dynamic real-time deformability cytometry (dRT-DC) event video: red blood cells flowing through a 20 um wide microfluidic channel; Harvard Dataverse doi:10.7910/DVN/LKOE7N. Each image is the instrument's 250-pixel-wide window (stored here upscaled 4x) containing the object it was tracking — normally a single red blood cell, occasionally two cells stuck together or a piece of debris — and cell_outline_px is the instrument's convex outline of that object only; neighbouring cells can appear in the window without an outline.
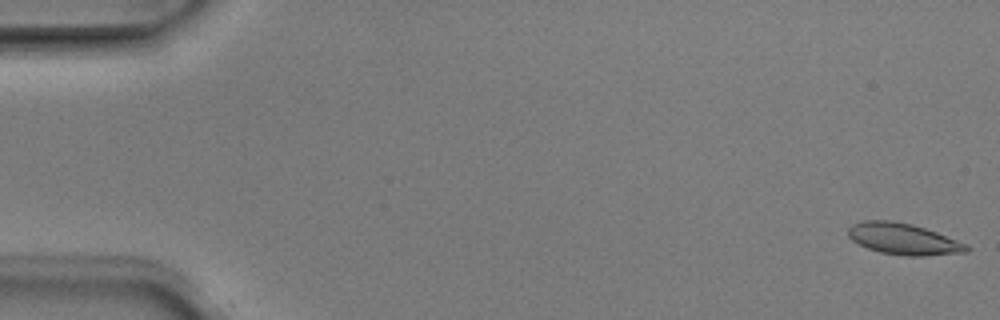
{"species": "Egyptian fruit bat (a non-hibernating species)", "species_latin": "Rousettus aegyptiacus", "temperature_condition": "room temperature", "stored_images_in_passage": 5, "camera_frame_rate_fps": 3000, "um_per_image_px": 0.085, "animal": {"sex": "male"}, "frame": {"image": 1, "passage_image": 1, "time_ms": 0.0, "image_size_px": [1000, 320], "cell_outline_px": [[972, 248], [968, 252], [924, 256], [908, 256], [880, 252], [868, 248], [852, 240], [848, 236], [848, 228], [852, 224], [864, 220], [892, 220], [912, 224], [936, 232], [968, 244]], "centroid_in_image_um": [76.81, 20.31], "position_along_channel_um": 8.2, "area_um2": 21.68}}
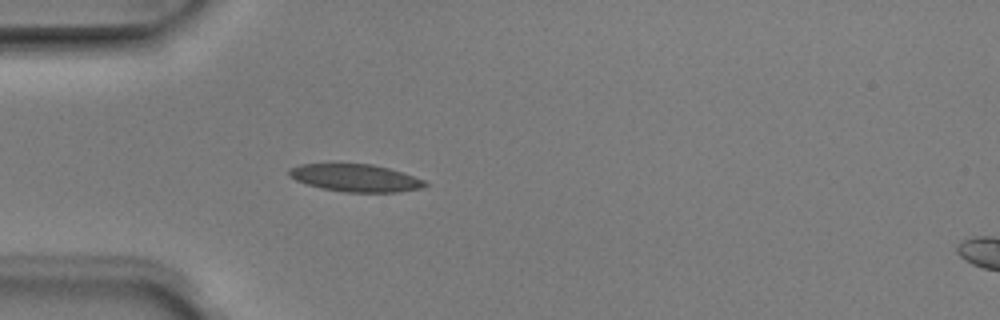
{"frame": {"image": 2, "passage_image": 5, "time_ms": 1.333, "image_size_px": [1000, 320], "cell_outline_px": [[428, 184], [424, 188], [396, 192], [344, 192], [320, 188], [304, 184], [288, 176], [288, 168], [300, 164], [372, 164], [388, 168], [424, 180]], "centroid_in_image_um": [30.16, 15.13], "position_along_channel_um": 54.8, "area_um2": 21.79}}